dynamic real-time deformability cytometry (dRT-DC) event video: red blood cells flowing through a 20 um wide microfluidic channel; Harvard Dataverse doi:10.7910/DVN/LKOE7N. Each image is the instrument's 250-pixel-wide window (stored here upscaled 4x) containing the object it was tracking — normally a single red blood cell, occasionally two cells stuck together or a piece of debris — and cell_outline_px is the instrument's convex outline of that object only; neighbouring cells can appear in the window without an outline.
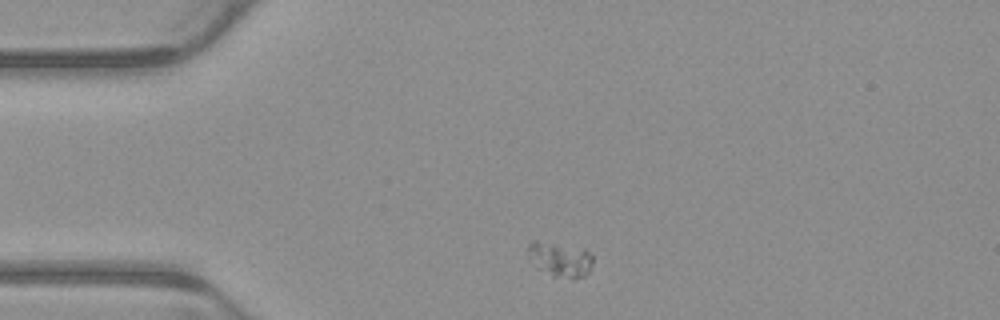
{"species": "common noctule bat (a hibernating species)", "species_latin": "Nyctalus noctula", "temperature_condition": "warm", "stored_images_in_passage": 2, "camera_frame_rate_fps": 3000, "um_per_image_px": 0.085, "animal": {"sex": "male", "body_mass_g": 23.1, "forearm_length_mm": 52.7}, "frame": {"image": 1, "passage_image": 1, "time_ms": 0.0, "image_size_px": [1000, 320], "cell_outline_px": [[592, 264], [588, 272], [584, 276], [572, 280], [552, 276], [536, 268], [528, 252], [528, 244], [532, 240], [536, 240], [584, 248], [592, 256]], "centroid_in_image_um": [47.61, 22.05], "position_along_channel_um": 37.4, "area_um2": 13.29}}